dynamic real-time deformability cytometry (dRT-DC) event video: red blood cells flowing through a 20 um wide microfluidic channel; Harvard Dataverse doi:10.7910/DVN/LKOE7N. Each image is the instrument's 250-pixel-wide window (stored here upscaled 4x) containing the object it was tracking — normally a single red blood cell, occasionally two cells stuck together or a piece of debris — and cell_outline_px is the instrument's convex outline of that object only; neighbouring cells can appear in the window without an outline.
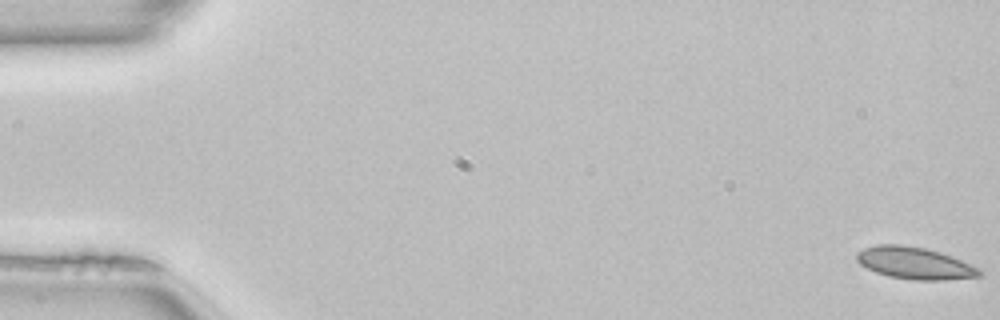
{"species": "common noctule bat (a hibernating species)", "species_latin": "Nyctalus noctula", "temperature_condition": "room temperature", "stored_images_in_passage": 51, "camera_frame_rate_fps": 3000, "um_per_image_px": 0.085, "animal": {"sex": "female", "body_mass_g": 22.7, "forearm_length_mm": 54.2}, "frame": {"image": 1, "passage_image": 1, "time_ms": 0.0, "image_size_px": [1000, 320], "cell_outline_px": [[984, 272], [980, 276], [944, 280], [912, 280], [888, 276], [876, 272], [860, 264], [856, 260], [856, 252], [864, 248], [876, 244], [900, 244], [924, 248], [940, 252], [952, 256], [972, 264], [980, 268]], "centroid_in_image_um": [77.76, 22.36], "position_along_channel_um": 7.2, "area_um2": 23.06}}
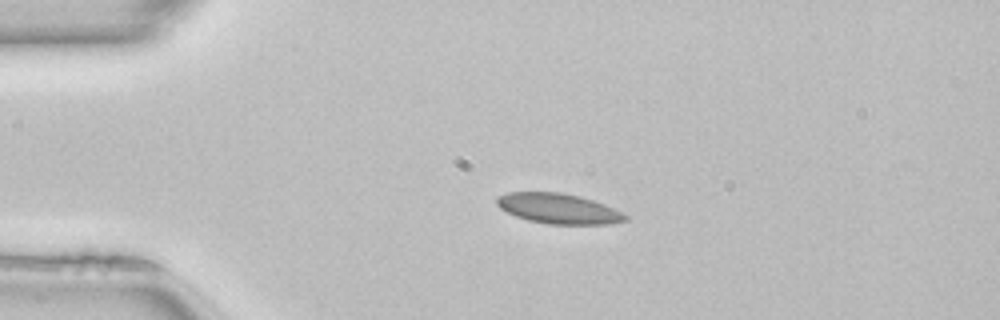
{"frame": {"image": 2, "passage_image": 12, "time_ms": 3.667, "image_size_px": [1000, 320], "cell_outline_px": [[628, 220], [612, 224], [548, 224], [528, 220], [516, 216], [500, 208], [496, 204], [496, 196], [508, 192], [560, 192], [580, 196], [604, 204], [628, 216]], "centroid_in_image_um": [47.45, 17.73], "position_along_channel_um": 37.6, "area_um2": 22.6}}
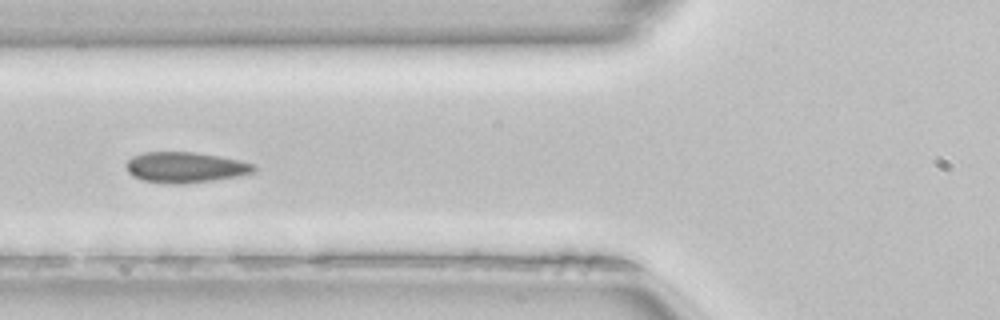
{"frame": {"image": 3, "passage_image": 20, "time_ms": 6.333, "image_size_px": [1000, 320], "cell_outline_px": [[256, 168], [252, 172], [236, 176], [212, 180], [176, 184], [144, 180], [132, 176], [128, 172], [128, 160], [132, 156], [144, 152], [196, 152], [220, 156], [240, 160], [256, 164]], "centroid_in_image_um": [15.77, 14.2], "position_along_channel_um": 110.0, "area_um2": 22.48}, "authors_computed_cell_mechanics": {"area_um2": 21.5594, "velocity_mm_per_s": 4.0552, "shape_relaxation_time_tau1_ms": null, "shape_relaxation_time_tau2_ms": 1.2517, "deformation_change_tau1": null, "deformation_change_tau2": 0.0404}}